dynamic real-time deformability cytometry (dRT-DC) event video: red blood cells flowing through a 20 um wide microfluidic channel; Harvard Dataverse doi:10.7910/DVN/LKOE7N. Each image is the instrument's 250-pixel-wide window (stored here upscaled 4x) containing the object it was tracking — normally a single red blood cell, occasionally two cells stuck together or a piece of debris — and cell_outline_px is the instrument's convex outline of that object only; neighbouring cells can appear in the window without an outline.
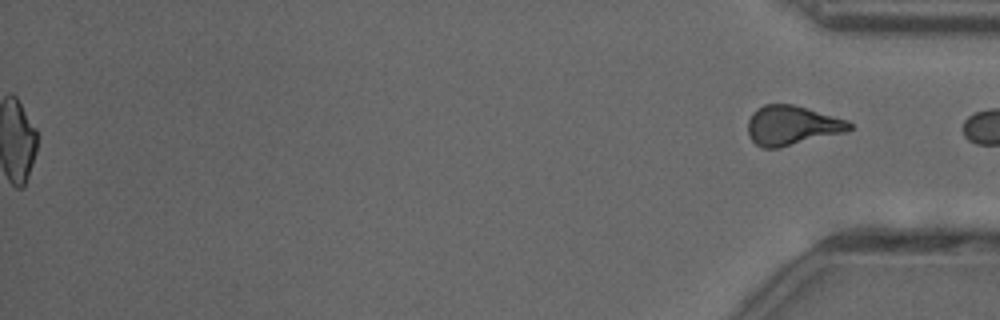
{"species": "common noctule bat (a hibernating species)", "species_latin": "Nyctalus noctula", "temperature_condition": "cold", "stored_images_in_passage": 44, "segment_of_instrument_passage": [2, 2], "camera_frame_rate_fps": 3000, "um_per_image_px": 0.085, "animal": {"sex": "female"}, "frame": {"image": 1, "passage_image": 44, "time_ms": 14.333, "image_size_px": [1000, 320], "cell_outline_px": [[852, 128], [844, 132], [780, 148], [760, 148], [748, 136], [748, 120], [752, 112], [756, 108], [764, 104], [792, 104], [808, 108], [848, 120], [852, 124]], "centroid_in_image_um": [67.28, 10.66], "position_along_channel_um": 367.9, "area_um2": 23.52}}